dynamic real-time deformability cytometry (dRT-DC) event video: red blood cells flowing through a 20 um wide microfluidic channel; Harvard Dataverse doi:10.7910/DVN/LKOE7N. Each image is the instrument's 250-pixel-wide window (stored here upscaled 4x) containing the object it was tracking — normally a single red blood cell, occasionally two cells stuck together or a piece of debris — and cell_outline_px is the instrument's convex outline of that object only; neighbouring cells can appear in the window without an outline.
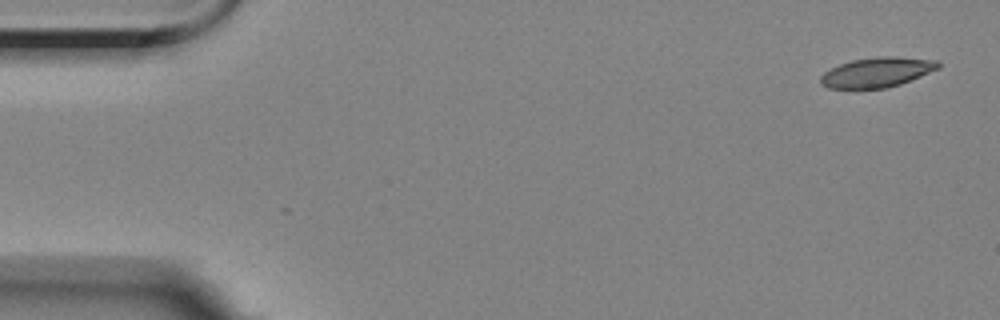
{"species": "Egyptian fruit bat (a non-hibernating species)", "species_latin": "Rousettus aegyptiacus", "temperature_condition": "room temperature", "stored_images_in_passage": 5, "camera_frame_rate_fps": 3000, "um_per_image_px": 0.085, "animal": {"sex": "female"}, "frame": {"image": 1, "passage_image": 1, "time_ms": 0.0, "image_size_px": [1000, 320], "cell_outline_px": [[940, 68], [900, 84], [888, 88], [828, 88], [820, 84], [820, 76], [824, 72], [840, 64], [852, 60], [880, 56], [892, 56], [940, 60]], "centroid_in_image_um": [74.56, 6.14], "position_along_channel_um": 10.4, "area_um2": 20.46}}
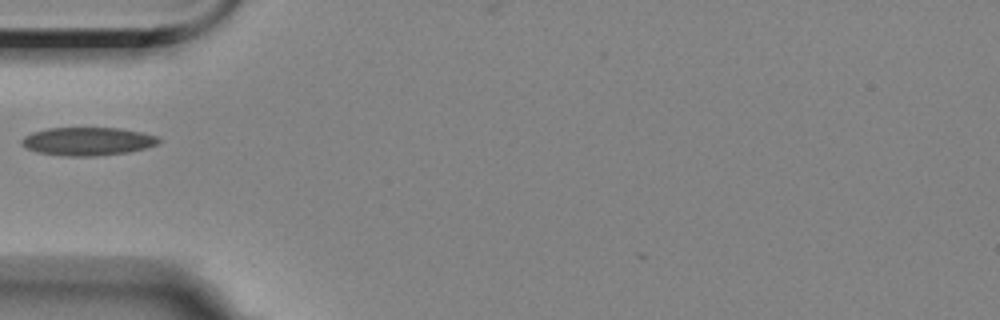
{"frame": {"image": 2, "passage_image": 5, "time_ms": 5.333, "image_size_px": [1000, 320], "cell_outline_px": [[160, 140], [156, 144], [144, 148], [128, 152], [96, 156], [64, 156], [36, 152], [20, 144], [20, 140], [24, 136], [32, 132], [48, 128], [120, 128], [160, 136]], "centroid_in_image_um": [7.42, 12.01], "position_along_channel_um": 77.6, "area_um2": 22.54}}